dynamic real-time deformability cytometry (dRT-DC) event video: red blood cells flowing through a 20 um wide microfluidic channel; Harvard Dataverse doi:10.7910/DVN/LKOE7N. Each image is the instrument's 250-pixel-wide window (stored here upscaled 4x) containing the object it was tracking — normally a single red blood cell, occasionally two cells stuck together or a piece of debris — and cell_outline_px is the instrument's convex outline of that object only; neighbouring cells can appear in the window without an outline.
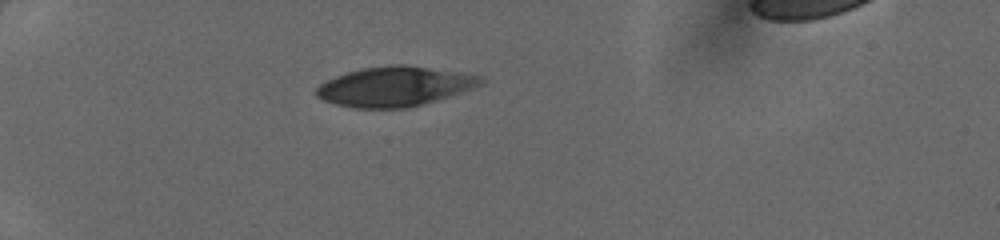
{"species": "human", "species_latin": "Homo sapiens", "temperature_condition": "cold", "stored_images_in_passage": 34, "camera_frame_rate_fps": 3000, "um_per_image_px": 0.085, "donor": {"sex": "female"}, "frame": {"image": 1, "passage_image": 1, "time_ms": 0.0, "image_size_px": [1000, 240], "cell_outline_px": [[484, 84], [448, 96], [420, 104], [404, 108], [356, 108], [336, 104], [324, 100], [316, 96], [316, 88], [320, 84], [336, 76], [348, 72], [364, 68], [388, 64], [404, 64], [460, 72], [480, 76], [484, 80]], "centroid_in_image_um": [33.54, 7.33], "position_along_channel_um": 51.5, "area_um2": 37.63}}
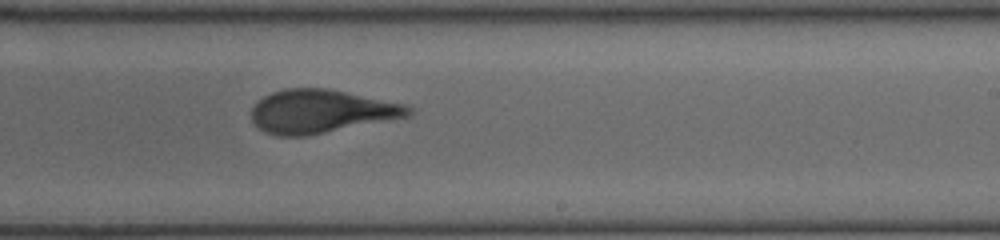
{"frame": {"image": 2, "passage_image": 18, "time_ms": 5.667, "image_size_px": [1000, 240], "cell_outline_px": [[416, 108], [408, 116], [304, 136], [276, 136], [264, 132], [252, 120], [252, 108], [264, 96], [272, 92], [284, 88], [328, 88], [404, 104]], "centroid_in_image_um": [27.28, 9.46], "position_along_channel_um": 261.7, "area_um2": 39.25}}
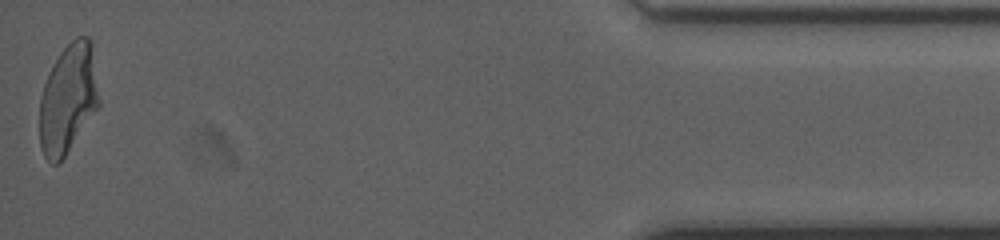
{"frame": {"image": 3, "passage_image": 34, "time_ms": 11.0, "image_size_px": [1000, 240], "cell_outline_px": [[100, 104], [60, 164], [52, 164], [44, 156], [40, 144], [40, 96], [48, 72], [60, 52], [76, 36], [88, 36], [92, 40], [100, 100]], "centroid_in_image_um": [5.8, 8.38], "position_along_channel_um": 429.4, "area_um2": 38.21}}